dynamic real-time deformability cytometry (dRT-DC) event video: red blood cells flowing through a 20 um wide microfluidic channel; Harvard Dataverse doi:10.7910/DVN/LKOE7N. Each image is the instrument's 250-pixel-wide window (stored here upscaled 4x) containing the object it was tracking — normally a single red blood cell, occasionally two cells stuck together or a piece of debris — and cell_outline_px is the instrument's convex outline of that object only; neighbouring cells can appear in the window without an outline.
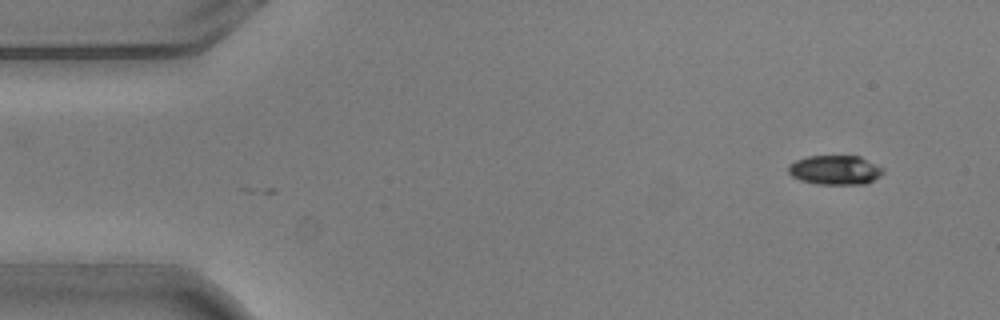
{"species": "common noctule bat (a hibernating species)", "species_latin": "Nyctalus noctula", "temperature_condition": "warm", "stored_images_in_passage": 5, "camera_frame_rate_fps": 3000, "um_per_image_px": 0.085, "animal": {"sex": "male", "body_mass_g": 20.5, "forearm_length_mm": 52.5}, "frame": {"image": 1, "passage_image": 1, "time_ms": 0.0, "image_size_px": [1000, 320], "cell_outline_px": [[884, 172], [880, 176], [868, 184], [816, 184], [800, 180], [792, 176], [788, 172], [788, 164], [796, 160], [808, 156], [860, 156], [884, 168]], "centroid_in_image_um": [70.99, 14.45], "position_along_channel_um": 14.0, "area_um2": 16.36}}
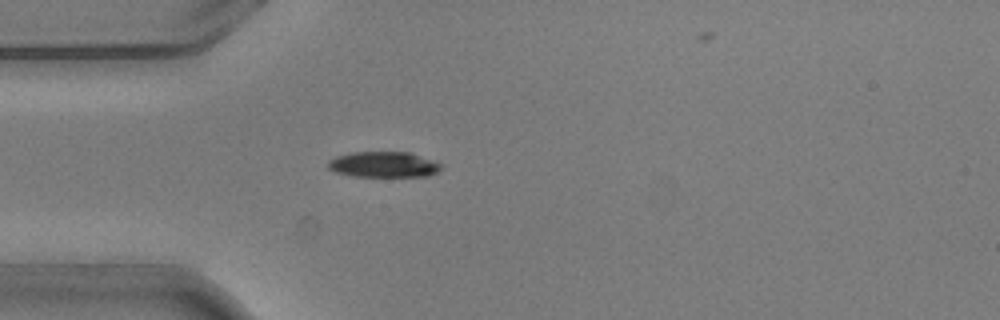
{"frame": {"image": 2, "passage_image": 4, "time_ms": 1.0, "image_size_px": [1000, 320], "cell_outline_px": [[444, 164], [436, 172], [428, 176], [352, 176], [336, 172], [328, 168], [328, 160], [336, 156], [348, 152], [412, 152]], "centroid_in_image_um": [32.61, 13.97], "position_along_channel_um": 52.4, "area_um2": 17.05}}